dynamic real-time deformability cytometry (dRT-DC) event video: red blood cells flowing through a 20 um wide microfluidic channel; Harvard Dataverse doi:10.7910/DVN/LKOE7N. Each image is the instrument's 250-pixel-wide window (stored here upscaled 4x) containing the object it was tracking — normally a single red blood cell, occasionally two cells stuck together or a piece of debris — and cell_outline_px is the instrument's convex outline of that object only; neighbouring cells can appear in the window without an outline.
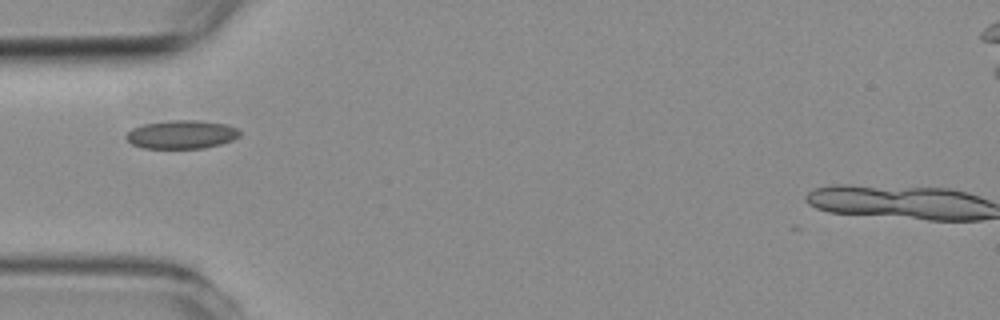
{"species": "common noctule bat (a hibernating species)", "species_latin": "Nyctalus noctula", "temperature_condition": "room temperature", "stored_images_in_passage": 6, "camera_frame_rate_fps": 3000, "um_per_image_px": 0.085, "animal": {"sex": "female", "body_mass_g": 19.3, "forearm_length_mm": 54.1}, "frame": {"image": 1, "passage_image": 2, "time_ms": 2.333, "image_size_px": [1000, 320], "cell_outline_px": [[240, 136], [232, 140], [220, 144], [204, 148], [144, 148], [132, 144], [124, 136], [132, 128], [144, 124], [168, 120], [196, 120], [228, 124], [236, 128], [240, 132]], "centroid_in_image_um": [15.44, 11.42], "position_along_channel_um": 69.6, "area_um2": 18.84}}
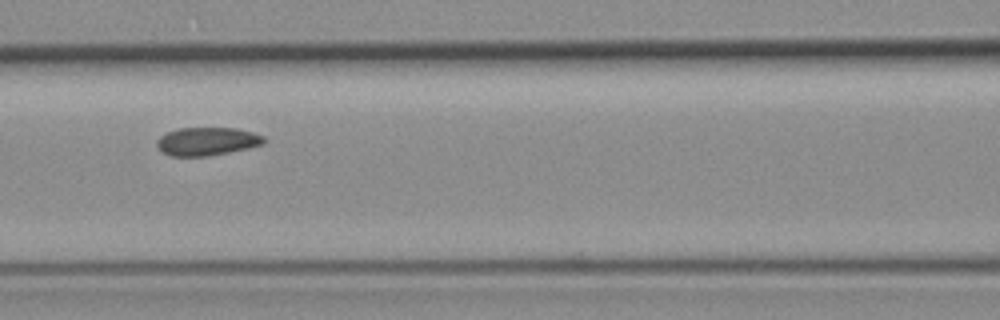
{"frame": {"image": 2, "passage_image": 4, "time_ms": 4.333, "image_size_px": [1000, 320], "cell_outline_px": [[264, 144], [248, 148], [208, 156], [172, 156], [164, 152], [156, 144], [156, 140], [160, 136], [168, 132], [180, 128], [236, 128], [252, 132], [264, 136]], "centroid_in_image_um": [17.61, 12.01], "position_along_channel_um": 149.0, "area_um2": 17.4}}
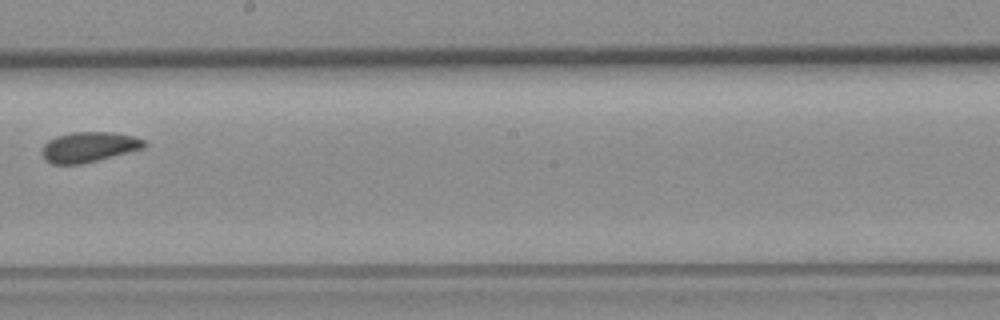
{"frame": {"image": 3, "passage_image": 6, "time_ms": 6.667, "image_size_px": [1000, 320], "cell_outline_px": [[148, 144], [144, 148], [80, 164], [52, 164], [44, 160], [40, 152], [44, 144], [48, 140], [56, 136], [72, 132], [112, 132], [136, 136], [144, 140]], "centroid_in_image_um": [7.53, 12.49], "position_along_channel_um": 240.7, "area_um2": 18.09}}